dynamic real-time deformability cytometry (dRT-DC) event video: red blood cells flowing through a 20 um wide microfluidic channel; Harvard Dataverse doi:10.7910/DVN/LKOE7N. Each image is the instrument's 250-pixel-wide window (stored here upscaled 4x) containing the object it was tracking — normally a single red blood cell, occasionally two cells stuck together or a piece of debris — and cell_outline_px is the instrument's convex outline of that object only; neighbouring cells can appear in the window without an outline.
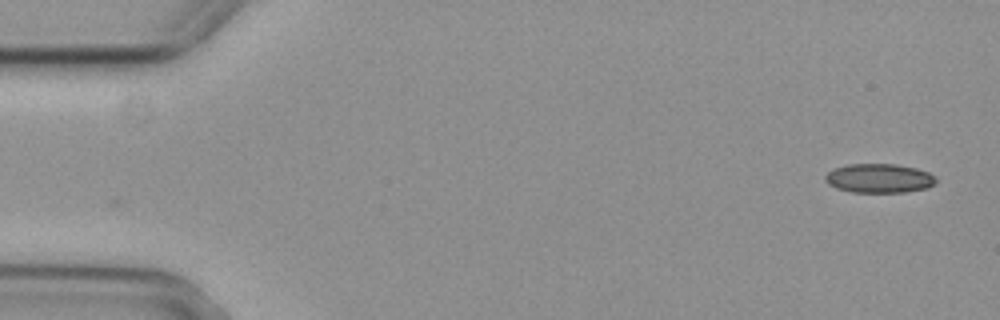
{"species": "common noctule bat (a hibernating species)", "species_latin": "Nyctalus noctula", "temperature_condition": "cold", "stored_images_in_passage": 2, "camera_frame_rate_fps": 3000, "um_per_image_px": 0.085, "animal": {"sex": "female", "body_mass_g": 29.2, "forearm_length_mm": 56.3}, "frame": {"image": 1, "passage_image": 2, "time_ms": 0.333, "image_size_px": [1000, 320], "cell_outline_px": [[936, 184], [928, 188], [904, 192], [852, 192], [836, 188], [828, 184], [824, 180], [824, 176], [832, 168], [848, 164], [896, 164], [916, 168], [928, 172], [936, 176]], "centroid_in_image_um": [74.72, 15.15], "position_along_channel_um": 10.3, "area_um2": 19.02}}